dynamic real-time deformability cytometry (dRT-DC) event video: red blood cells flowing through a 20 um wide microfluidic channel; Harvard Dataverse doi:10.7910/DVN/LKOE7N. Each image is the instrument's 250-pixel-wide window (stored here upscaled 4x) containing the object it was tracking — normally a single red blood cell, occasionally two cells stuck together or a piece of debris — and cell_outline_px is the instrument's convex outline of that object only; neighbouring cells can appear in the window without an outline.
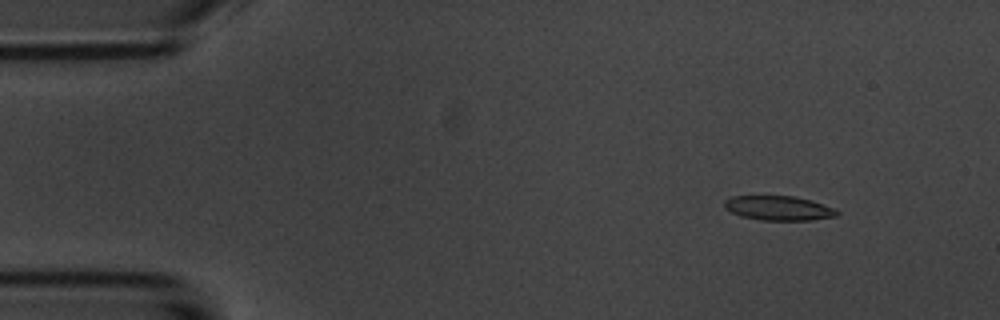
{"species": "common noctule bat (a hibernating species)", "species_latin": "Nyctalus noctula", "temperature_condition": "room temperature", "stored_images_in_passage": 9, "camera_frame_rate_fps": 3000, "um_per_image_px": 0.085, "animal": {"sex": "male", "body_mass_g": 20.1, "forearm_length_mm": 53.5}, "frame": {"image": 1, "passage_image": 1, "time_ms": 0.0, "image_size_px": [1000, 320], "cell_outline_px": [[840, 212], [836, 216], [812, 220], [760, 220], [740, 216], [724, 208], [724, 200], [732, 196], [796, 196], [812, 200], [836, 208]], "centroid_in_image_um": [66.2, 17.68], "position_along_channel_um": 18.8, "area_um2": 16.24}}
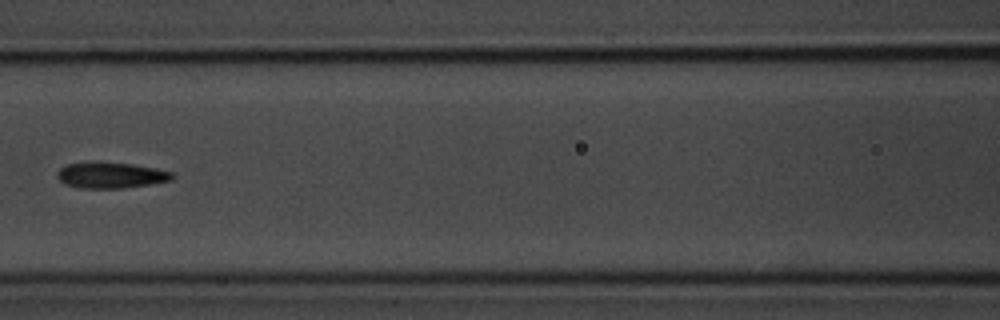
{"frame": {"image": 2, "passage_image": 6, "time_ms": 6.0, "image_size_px": [1000, 320], "cell_outline_px": [[176, 176], [172, 180], [148, 184], [120, 188], [80, 188], [64, 184], [56, 176], [56, 172], [60, 168], [68, 164], [92, 160], [132, 164], [156, 168], [172, 172]], "centroid_in_image_um": [9.38, 14.87], "position_along_channel_um": 157.2, "area_um2": 17.69}}
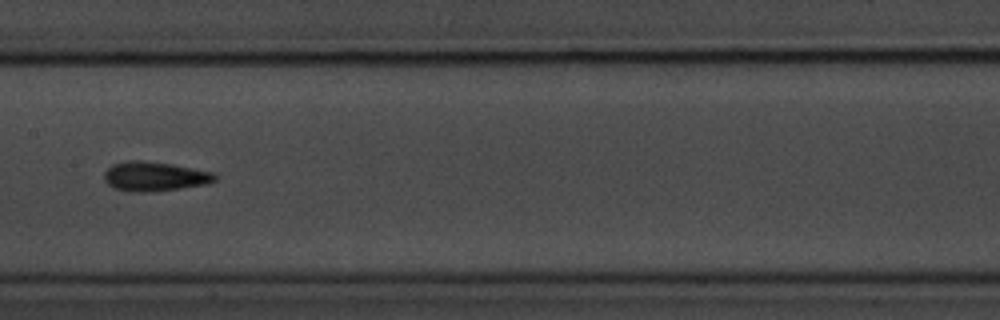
{"frame": {"image": 3, "passage_image": 7, "time_ms": 7.0, "image_size_px": [1000, 320], "cell_outline_px": [[216, 180], [208, 184], [156, 192], [132, 192], [112, 188], [104, 180], [104, 172], [112, 164], [128, 160], [140, 160], [172, 164], [212, 172], [216, 176]], "centroid_in_image_um": [13.11, 15.01], "position_along_channel_um": 194.3, "area_um2": 19.19}}